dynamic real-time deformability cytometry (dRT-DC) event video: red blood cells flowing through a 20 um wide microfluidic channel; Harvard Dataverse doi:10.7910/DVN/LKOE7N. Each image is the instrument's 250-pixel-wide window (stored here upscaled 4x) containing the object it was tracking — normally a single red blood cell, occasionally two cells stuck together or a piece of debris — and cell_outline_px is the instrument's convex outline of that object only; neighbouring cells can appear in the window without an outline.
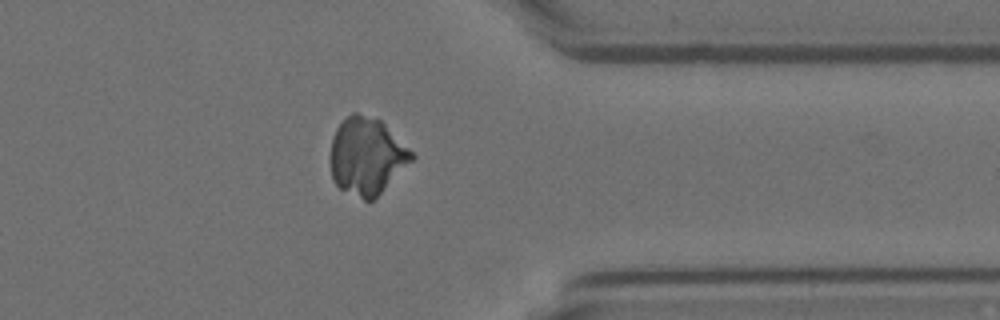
{"species": "Egyptian fruit bat (a non-hibernating species)", "species_latin": "Rousettus aegyptiacus", "temperature_condition": "room temperature", "stored_images_in_passage": 36, "camera_frame_rate_fps": 3000, "um_per_image_px": 0.085, "animal": {"sex": "female"}, "frame": {"image": 1, "passage_image": 26, "time_ms": 8.333, "image_size_px": [1000, 320], "cell_outline_px": [[416, 156], [372, 200], [364, 200], [340, 188], [332, 180], [332, 140], [336, 128], [352, 112], [356, 112], [380, 120]], "centroid_in_image_um": [31.16, 13.26], "position_along_channel_um": 380.2, "area_um2": 35.43}}
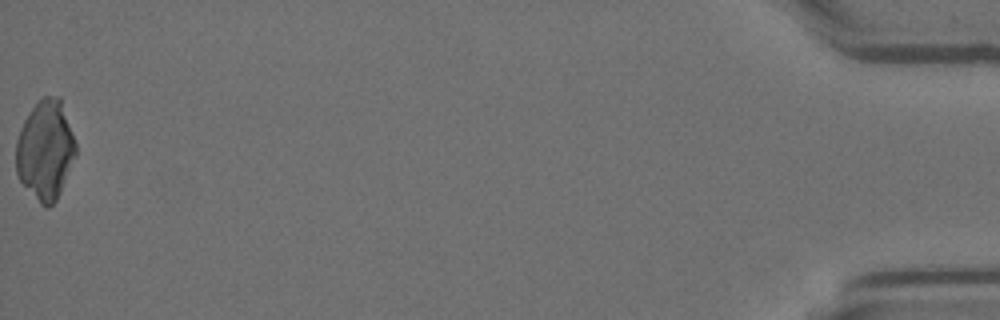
{"frame": {"image": 2, "passage_image": 36, "time_ms": 11.667, "image_size_px": [1000, 320], "cell_outline_px": [[76, 156], [60, 192], [56, 200], [48, 208], [44, 208], [40, 204], [20, 180], [16, 172], [16, 140], [20, 128], [24, 120], [32, 108], [44, 96], [60, 96], [76, 144]], "centroid_in_image_um": [3.85, 12.76], "position_along_channel_um": 431.3, "area_um2": 34.51}}